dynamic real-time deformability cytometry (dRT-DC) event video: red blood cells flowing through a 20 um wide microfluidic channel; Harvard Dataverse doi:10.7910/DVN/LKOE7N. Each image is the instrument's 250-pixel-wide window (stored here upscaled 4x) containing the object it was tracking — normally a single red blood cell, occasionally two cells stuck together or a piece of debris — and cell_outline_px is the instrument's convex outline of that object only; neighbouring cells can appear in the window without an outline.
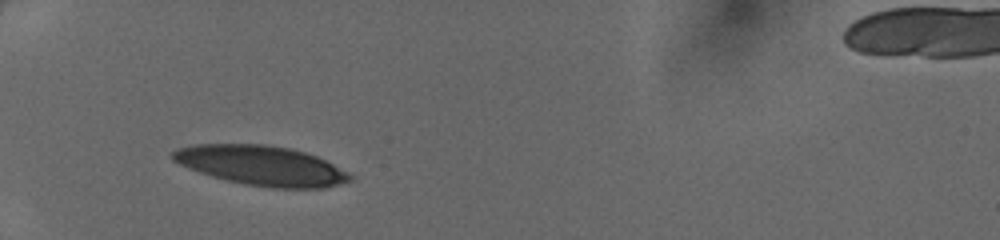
{"species": "human", "species_latin": "Homo sapiens", "temperature_condition": "cold", "stored_images_in_passage": 19, "camera_frame_rate_fps": 3000, "um_per_image_px": 0.085, "donor": {"sex": "female"}, "frame": {"image": 1, "passage_image": 1, "time_ms": 0.0, "image_size_px": [1000, 240], "cell_outline_px": [[352, 180], [340, 184], [324, 188], [272, 188], [244, 184], [224, 180], [188, 168], [172, 160], [172, 152], [176, 148], [192, 144], [264, 144], [292, 148], [316, 156], [348, 172], [352, 176]], "centroid_in_image_um": [22.2, 14.07], "position_along_channel_um": 62.8, "area_um2": 41.1}}
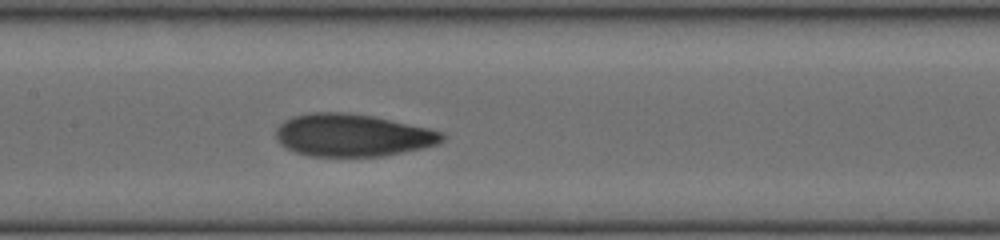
{"frame": {"image": 2, "passage_image": 9, "time_ms": 2.667, "image_size_px": [1000, 240], "cell_outline_px": [[444, 140], [440, 144], [424, 148], [384, 156], [312, 156], [296, 152], [280, 144], [276, 140], [276, 128], [284, 120], [292, 116], [308, 112], [348, 112], [376, 116], [428, 128], [444, 132]], "centroid_in_image_um": [29.98, 11.48], "position_along_channel_um": 177.4, "area_um2": 41.62}}
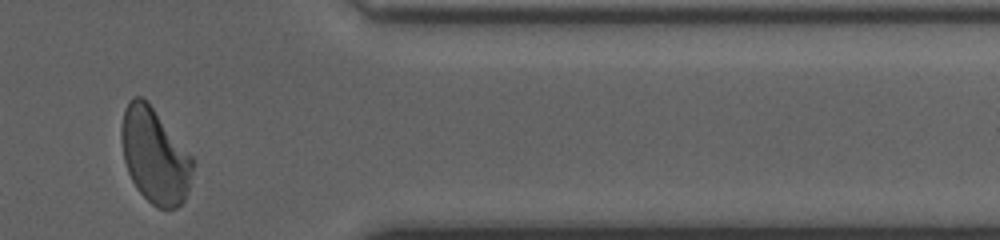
{"frame": {"image": 3, "passage_image": 19, "time_ms": 6.0, "image_size_px": [1000, 240], "cell_outline_px": [[192, 176], [188, 192], [184, 200], [176, 208], [156, 208], [136, 188], [128, 172], [124, 160], [120, 140], [120, 128], [124, 108], [128, 100], [132, 96], [140, 96], [148, 100], [192, 156]], "centroid_in_image_um": [13.12, 13.2], "position_along_channel_um": 398.3, "area_um2": 39.82}}